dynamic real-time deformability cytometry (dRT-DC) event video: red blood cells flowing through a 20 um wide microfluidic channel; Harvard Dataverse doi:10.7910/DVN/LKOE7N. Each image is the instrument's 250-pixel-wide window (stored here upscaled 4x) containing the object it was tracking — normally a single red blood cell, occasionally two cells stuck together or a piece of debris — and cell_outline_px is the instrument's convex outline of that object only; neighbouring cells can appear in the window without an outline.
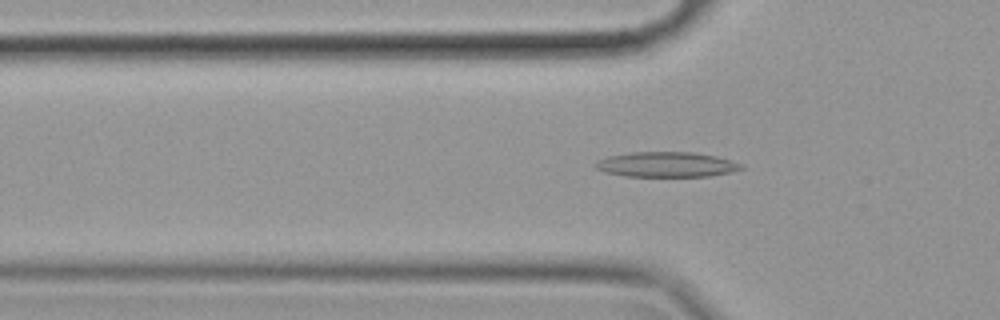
{"species": "common noctule bat (a hibernating species)", "species_latin": "Nyctalus noctula", "temperature_condition": "cold", "stored_images_in_passage": 51, "camera_frame_rate_fps": 3000, "um_per_image_px": 0.085, "animal": {"sex": "female", "body_mass_g": 19.9}, "frame": {"image": 1, "passage_image": 18, "time_ms": 5.667, "image_size_px": [1000, 320], "cell_outline_px": [[744, 168], [732, 172], [708, 176], [624, 176], [604, 172], [596, 168], [596, 160], [608, 156], [628, 152], [692, 152], [716, 156], [744, 164]], "centroid_in_image_um": [56.65, 13.98], "position_along_channel_um": 69.1, "area_um2": 21.39}}
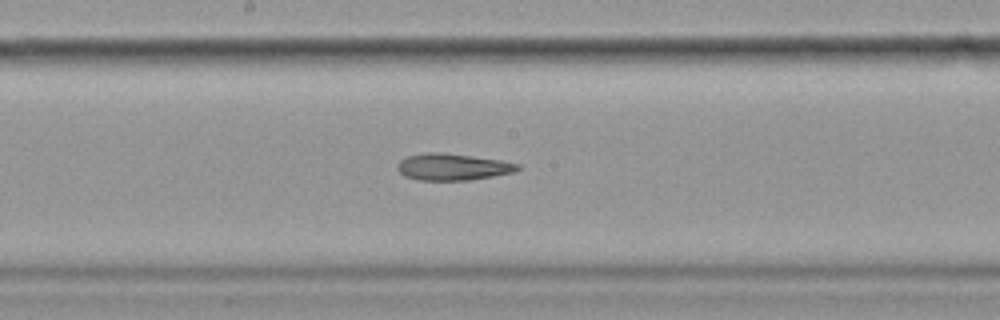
{"frame": {"image": 2, "passage_image": 30, "time_ms": 9.667, "image_size_px": [1000, 320], "cell_outline_px": [[520, 168], [512, 172], [472, 180], [420, 180], [404, 176], [396, 168], [396, 164], [400, 160], [408, 156], [428, 152], [440, 152], [500, 160], [520, 164]], "centroid_in_image_um": [38.44, 14.19], "position_along_channel_um": 209.8, "area_um2": 18.55}}
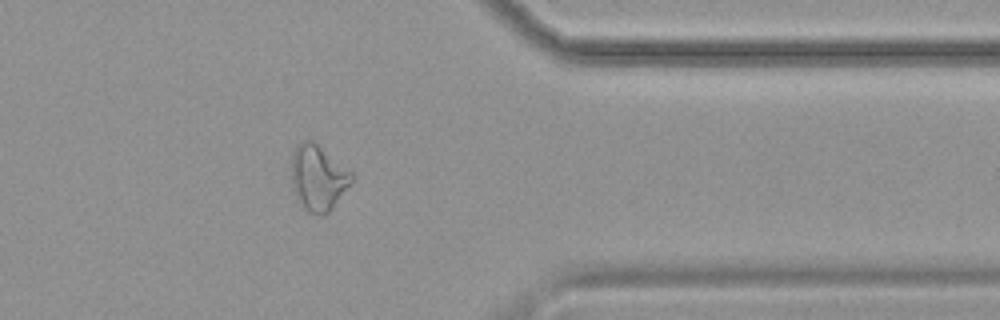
{"frame": {"image": 3, "passage_image": 46, "time_ms": 15.0, "image_size_px": [1000, 320], "cell_outline_px": [[352, 180], [332, 208], [328, 212], [320, 216], [316, 216], [304, 212], [296, 200], [292, 188], [292, 152], [296, 144], [304, 140], [312, 140], [352, 172]], "centroid_in_image_um": [26.98, 15.15], "position_along_channel_um": 384.4, "area_um2": 23.12}}